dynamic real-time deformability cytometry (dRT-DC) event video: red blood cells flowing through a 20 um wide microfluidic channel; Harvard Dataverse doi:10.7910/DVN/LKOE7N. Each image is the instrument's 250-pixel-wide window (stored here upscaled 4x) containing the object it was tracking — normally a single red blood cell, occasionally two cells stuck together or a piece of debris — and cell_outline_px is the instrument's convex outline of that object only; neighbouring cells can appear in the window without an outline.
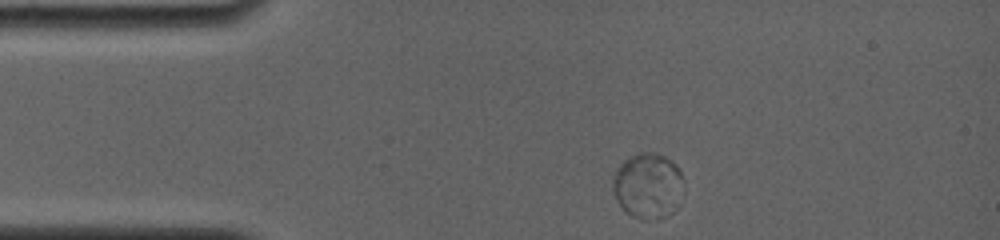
{"species": "common noctule bat (a hibernating species)", "species_latin": "Nyctalus noctula", "temperature_condition": "room temperature", "stored_images_in_passage": 26, "segment_of_instrument_passage": [1, 2], "camera_frame_rate_fps": 4000, "um_per_image_px": 0.085, "animal": {"sex": "female", "body_mass_g": 19.0, "forearm_length_mm": 56.7}, "frame": {"image": 1, "passage_image": 1, "time_ms": 0.0, "image_size_px": [1000, 240], "cell_outline_px": [[680, 176], [648, 220], [640, 220], [624, 212], [616, 200], [612, 188], [612, 180], [616, 168], [624, 160], [640, 152], [656, 152], [672, 160], [680, 168]], "centroid_in_image_um": [54.73, 15.56], "position_along_channel_um": 30.3, "area_um2": 23.35}}
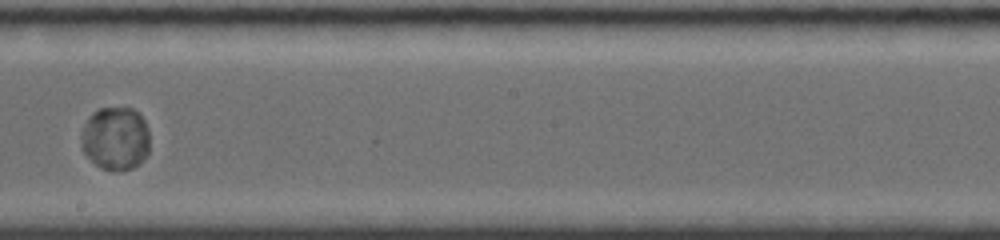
{"frame": {"image": 2, "passage_image": 12, "time_ms": 6.75, "image_size_px": [1000, 240], "cell_outline_px": [[148, 152], [140, 164], [132, 168], [120, 172], [100, 168], [84, 152], [80, 140], [80, 132], [88, 116], [92, 112], [100, 108], [132, 108], [144, 120], [148, 128]], "centroid_in_image_um": [9.79, 11.78], "position_along_channel_um": 238.4, "area_um2": 25.49}}
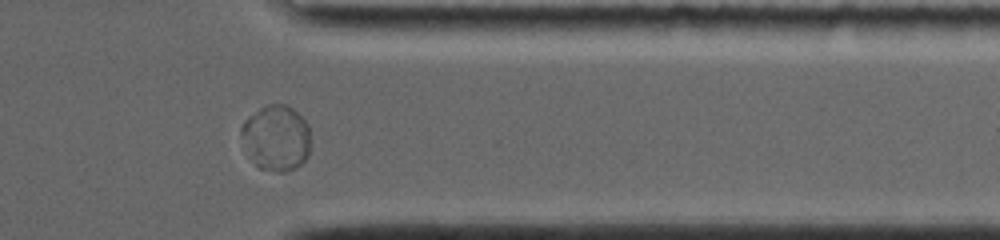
{"frame": {"image": 3, "passage_image": 22, "time_ms": 10.75, "image_size_px": [1000, 240], "cell_outline_px": [[308, 156], [296, 168], [284, 172], [276, 172], [256, 168], [248, 156], [240, 132], [240, 128], [244, 120], [248, 116], [260, 108], [268, 104], [284, 104], [292, 108], [308, 124]], "centroid_in_image_um": [23.43, 11.74], "position_along_channel_um": 388.0, "area_um2": 26.59}}